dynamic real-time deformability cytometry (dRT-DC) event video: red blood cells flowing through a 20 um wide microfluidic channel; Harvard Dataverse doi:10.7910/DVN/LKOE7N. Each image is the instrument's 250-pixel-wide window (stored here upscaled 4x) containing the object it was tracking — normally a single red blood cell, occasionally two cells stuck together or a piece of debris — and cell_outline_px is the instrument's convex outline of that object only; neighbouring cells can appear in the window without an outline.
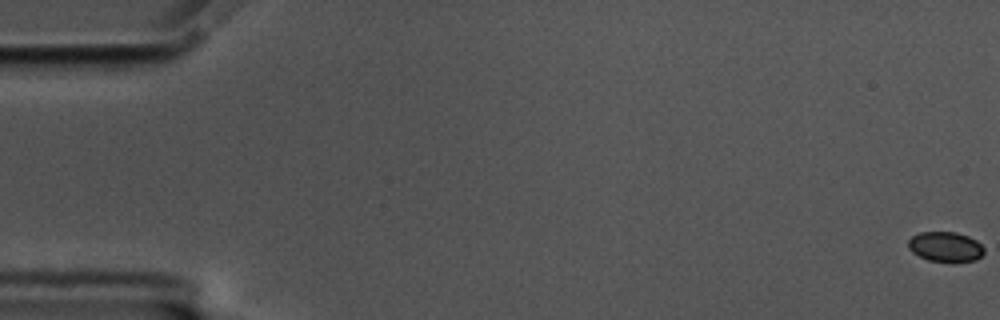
{"species": "common noctule bat (a hibernating species)", "species_latin": "Nyctalus noctula", "temperature_condition": "cold", "stored_images_in_passage": 60, "camera_frame_rate_fps": 3000, "um_per_image_px": 0.085, "animal": {"sex": "male", "body_mass_g": 17.5, "forearm_length_mm": 52.3}, "frame": {"image": 1, "passage_image": 1, "time_ms": 0.0, "image_size_px": [1000, 320], "cell_outline_px": [[984, 252], [976, 260], [928, 260], [912, 252], [908, 248], [908, 240], [912, 236], [920, 232], [956, 232], [968, 236], [976, 240], [984, 248]], "centroid_in_image_um": [80.34, 20.94], "position_along_channel_um": 4.7, "area_um2": 12.89}}
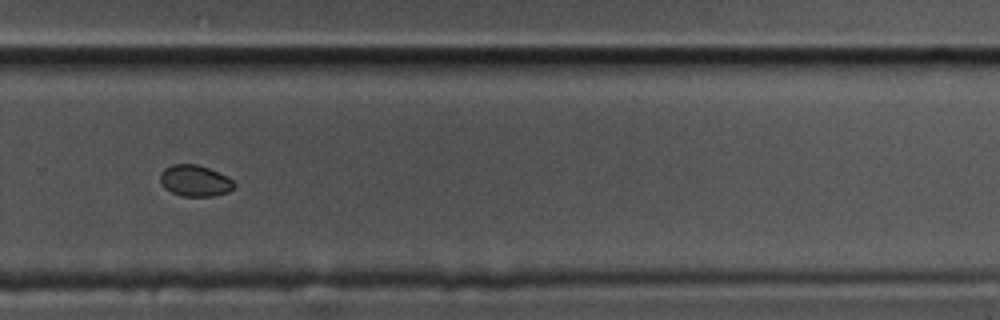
{"frame": {"image": 2, "passage_image": 41, "time_ms": 13.333, "image_size_px": [1000, 320], "cell_outline_px": [[236, 184], [228, 192], [212, 196], [180, 196], [164, 188], [160, 184], [160, 172], [164, 168], [172, 164], [196, 164], [208, 168], [228, 176]], "centroid_in_image_um": [16.54, 15.36], "position_along_channel_um": 313.3, "area_um2": 13.58}}
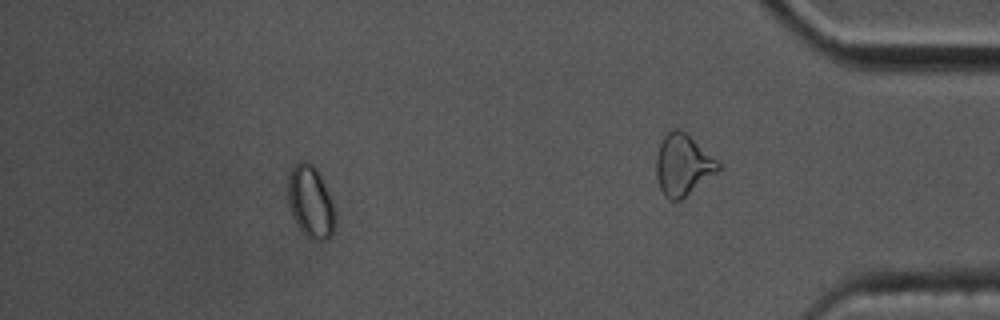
{"frame": {"image": 3, "passage_image": 54, "time_ms": 17.667, "image_size_px": [1000, 320], "cell_outline_px": [[336, 224], [332, 236], [328, 240], [316, 240], [308, 236], [296, 224], [292, 216], [288, 204], [288, 176], [292, 168], [300, 160], [304, 160], [312, 164], [316, 168], [332, 200], [336, 212]], "centroid_in_image_um": [26.42, 17.17], "position_along_channel_um": 408.8, "area_um2": 20.0}, "authors_computed_cell_mechanics": {"area_um2": 14.1321, "velocity_mm_per_s": 3.4752, "shape_relaxation_time_tau1_ms": 2.4948, "shape_relaxation_time_tau2_ms": null, "deformation_change_tau1": 0.0205, "deformation_change_tau2": null}}